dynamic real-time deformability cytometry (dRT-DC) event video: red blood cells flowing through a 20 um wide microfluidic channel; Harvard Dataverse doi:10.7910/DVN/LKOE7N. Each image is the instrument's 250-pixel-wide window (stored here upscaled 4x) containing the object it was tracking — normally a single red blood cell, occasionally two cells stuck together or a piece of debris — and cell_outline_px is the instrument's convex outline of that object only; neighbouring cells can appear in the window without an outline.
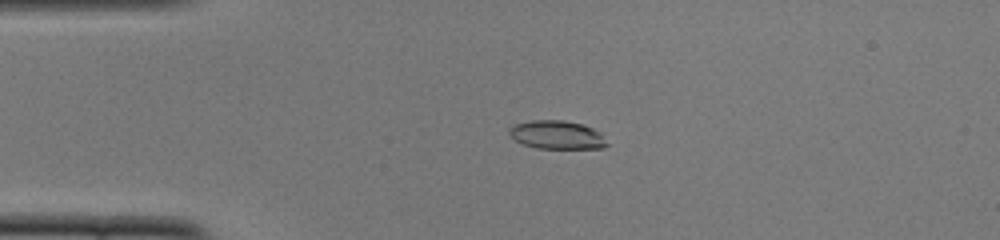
{"species": "common noctule bat (a hibernating species)", "species_latin": "Nyctalus noctula", "temperature_condition": "cold", "stored_images_in_passage": 51, "camera_frame_rate_fps": 3000, "um_per_image_px": 0.085, "animal": {"sex": "female", "body_mass_g": 22.0, "forearm_length_mm": 56.7}, "frame": {"image": 1, "passage_image": 11, "time_ms": 3.333, "image_size_px": [1000, 240], "cell_outline_px": [[608, 144], [604, 148], [536, 148], [524, 144], [516, 140], [508, 132], [508, 128], [512, 124], [532, 120], [564, 120], [584, 124], [600, 132]], "centroid_in_image_um": [47.33, 11.45], "position_along_channel_um": 37.7, "area_um2": 16.24}}
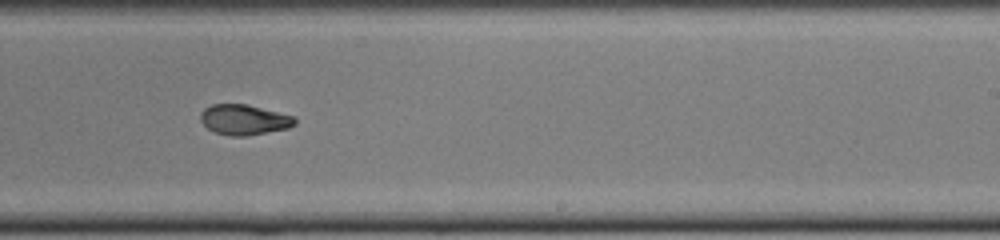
{"frame": {"image": 2, "passage_image": 31, "time_ms": 10.0, "image_size_px": [1000, 240], "cell_outline_px": [[296, 124], [288, 128], [248, 136], [232, 136], [216, 132], [208, 128], [200, 120], [200, 112], [204, 108], [212, 104], [248, 104], [296, 116]], "centroid_in_image_um": [20.77, 10.16], "position_along_channel_um": 268.2, "area_um2": 16.82}}
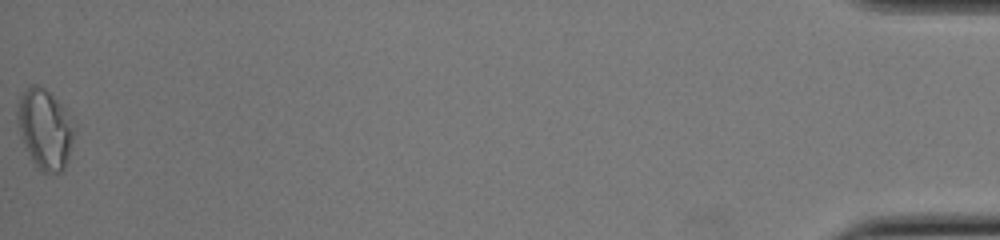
{"frame": {"image": 3, "passage_image": 51, "time_ms": 16.667, "image_size_px": [1000, 240], "cell_outline_px": [[76, 128], [68, 160], [64, 168], [60, 172], [44, 172], [36, 168], [20, 136], [16, 120], [16, 104], [20, 92], [32, 84], [36, 84], [44, 88], [64, 108], [76, 124]], "centroid_in_image_um": [3.8, 10.94], "position_along_channel_um": 431.4, "area_um2": 26.88}, "authors_computed_cell_mechanics": {"area_um2": 16.9932, "velocity_mm_per_s": 3.9114, "shape_relaxation_time_tau1_ms": 7.3335, "shape_relaxation_time_tau2_ms": 2.7896, "deformation_change_tau1": 0.2131, "deformation_change_tau2": 0.0738}}